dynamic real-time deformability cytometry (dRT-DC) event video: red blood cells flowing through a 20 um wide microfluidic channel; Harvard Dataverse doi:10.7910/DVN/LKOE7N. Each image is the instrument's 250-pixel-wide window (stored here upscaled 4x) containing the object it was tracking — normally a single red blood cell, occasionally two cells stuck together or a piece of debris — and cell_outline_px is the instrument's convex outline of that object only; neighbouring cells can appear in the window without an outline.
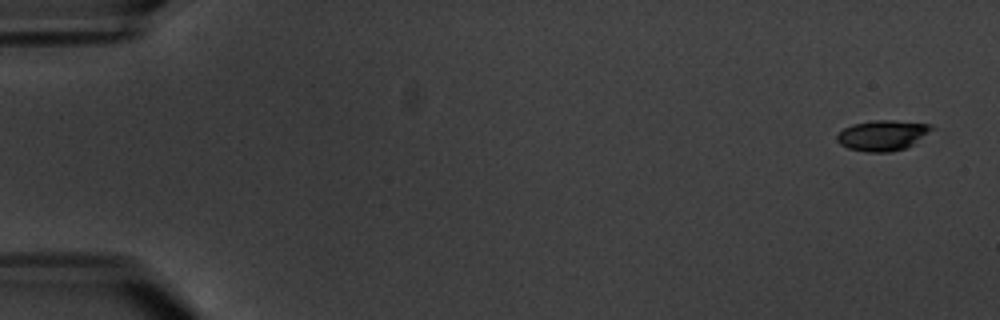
{"species": "common noctule bat (a hibernating species)", "species_latin": "Nyctalus noctula", "temperature_condition": "warm", "stored_images_in_passage": 6, "camera_frame_rate_fps": 3000, "um_per_image_px": 0.085, "animal": {"sex": "male", "body_mass_g": 20.1, "forearm_length_mm": 53.5}, "frame": {"image": 1, "passage_image": 1, "time_ms": 0.0, "image_size_px": [1000, 320], "cell_outline_px": [[936, 128], [912, 144], [904, 148], [892, 152], [868, 152], [848, 148], [840, 144], [836, 140], [836, 136], [844, 128], [852, 124], [872, 120], [892, 120], [928, 124]], "centroid_in_image_um": [75.0, 11.5], "position_along_channel_um": 10.0, "area_um2": 16.7}}
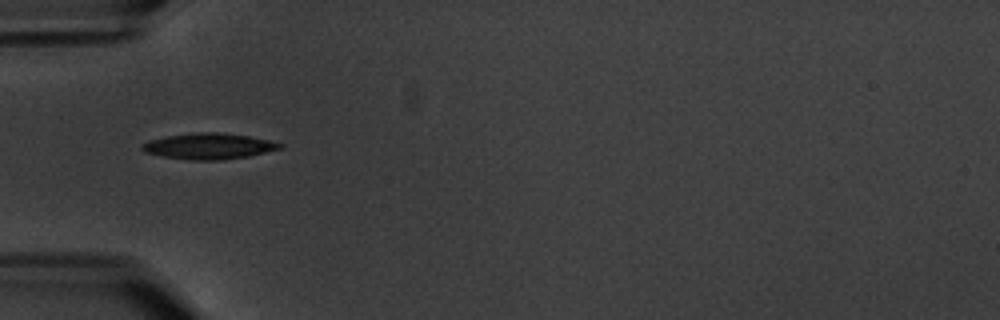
{"frame": {"image": 2, "passage_image": 6, "time_ms": 6.0, "image_size_px": [1000, 320], "cell_outline_px": [[284, 144], [280, 148], [248, 156], [220, 160], [192, 160], [164, 156], [144, 152], [140, 148], [148, 140], [168, 136], [196, 132], [216, 132], [248, 136], [268, 140]], "centroid_in_image_um": [17.73, 12.42], "position_along_channel_um": 67.3, "area_um2": 20.46}}